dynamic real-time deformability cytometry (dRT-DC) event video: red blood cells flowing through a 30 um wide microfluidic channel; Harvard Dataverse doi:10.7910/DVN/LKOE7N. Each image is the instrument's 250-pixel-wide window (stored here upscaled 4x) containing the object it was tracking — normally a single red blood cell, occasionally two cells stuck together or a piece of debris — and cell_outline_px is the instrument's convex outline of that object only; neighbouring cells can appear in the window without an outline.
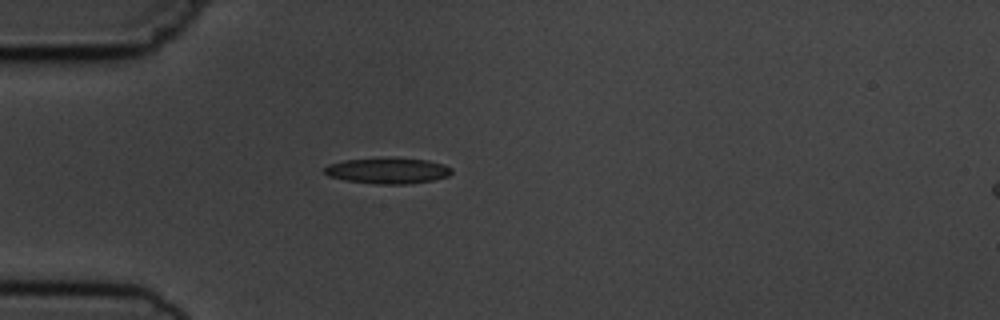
{"species": "common noctule bat (a hibernating species)", "species_latin": "Nyctalus noctula", "temperature_condition": "cold", "stored_images_in_passage": 2, "camera_frame_rate_fps": 3000, "um_per_image_px": 0.085, "animal": {"sex": "male", "body_mass_g": 19.5, "forearm_length_mm": 54.6}, "frame": {"image": 1, "passage_image": 1, "time_ms": 0.0, "image_size_px": [1000, 320], "cell_outline_px": [[452, 172], [448, 176], [432, 180], [408, 184], [376, 184], [344, 180], [328, 176], [324, 172], [324, 168], [328, 164], [344, 160], [392, 156], [428, 160], [444, 164], [452, 168]], "centroid_in_image_um": [32.95, 14.48], "position_along_channel_um": 52.0, "area_um2": 19.65}}